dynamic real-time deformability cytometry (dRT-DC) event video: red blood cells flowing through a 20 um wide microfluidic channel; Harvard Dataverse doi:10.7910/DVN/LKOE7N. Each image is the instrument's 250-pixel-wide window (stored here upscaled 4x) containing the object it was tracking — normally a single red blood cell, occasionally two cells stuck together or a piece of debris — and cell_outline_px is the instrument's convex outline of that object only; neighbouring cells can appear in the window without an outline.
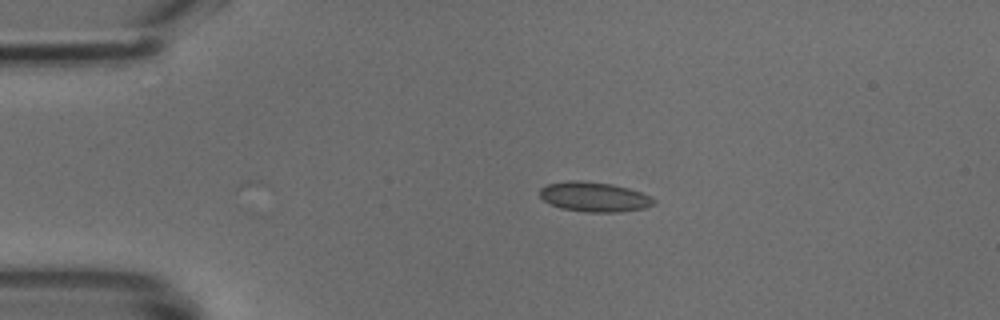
{"species": "common noctule bat (a hibernating species)", "species_latin": "Nyctalus noctula", "temperature_condition": "cold", "stored_images_in_passage": 10, "camera_frame_rate_fps": 3000, "um_per_image_px": 0.085, "animal": {"sex": "male", "body_mass_g": 18.8}, "frame": {"image": 1, "passage_image": 10, "time_ms": 3.0, "image_size_px": [1000, 320], "cell_outline_px": [[656, 200], [652, 204], [644, 208], [620, 212], [584, 212], [560, 208], [544, 200], [540, 196], [540, 188], [548, 184], [568, 180], [580, 180], [612, 184], [628, 188], [652, 196]], "centroid_in_image_um": [50.51, 16.73], "position_along_channel_um": 34.5, "area_um2": 19.77}}